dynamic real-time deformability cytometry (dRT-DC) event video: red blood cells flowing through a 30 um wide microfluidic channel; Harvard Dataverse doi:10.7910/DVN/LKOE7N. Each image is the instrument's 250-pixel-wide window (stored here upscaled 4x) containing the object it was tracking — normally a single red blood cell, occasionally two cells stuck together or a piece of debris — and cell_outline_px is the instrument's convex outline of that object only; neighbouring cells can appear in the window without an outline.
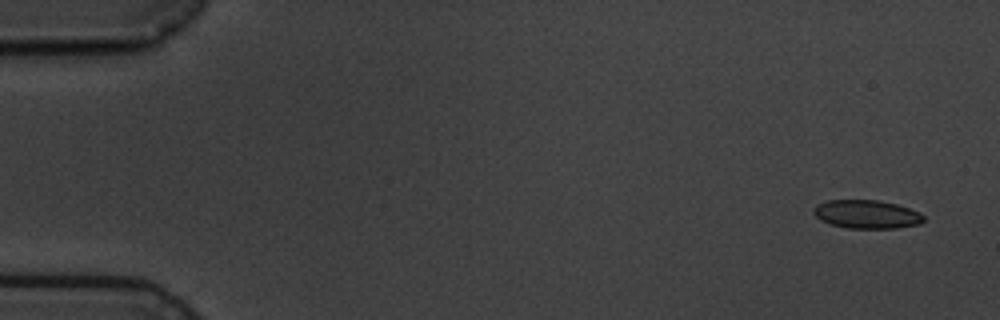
{"species": "common noctule bat (a hibernating species)", "species_latin": "Nyctalus noctula", "temperature_condition": "cold", "stored_images_in_passage": 5, "camera_frame_rate_fps": 3000, "um_per_image_px": 0.085, "animal": {"sex": "male", "body_mass_g": 19.5, "forearm_length_mm": 54.6}, "frame": {"image": 1, "passage_image": 1, "time_ms": 0.0, "image_size_px": [1000, 320], "cell_outline_px": [[924, 220], [920, 224], [896, 228], [848, 228], [832, 224], [820, 220], [812, 212], [812, 208], [816, 204], [828, 200], [880, 200], [896, 204], [920, 212], [924, 216]], "centroid_in_image_um": [73.66, 18.2], "position_along_channel_um": 11.3, "area_um2": 18.32}}
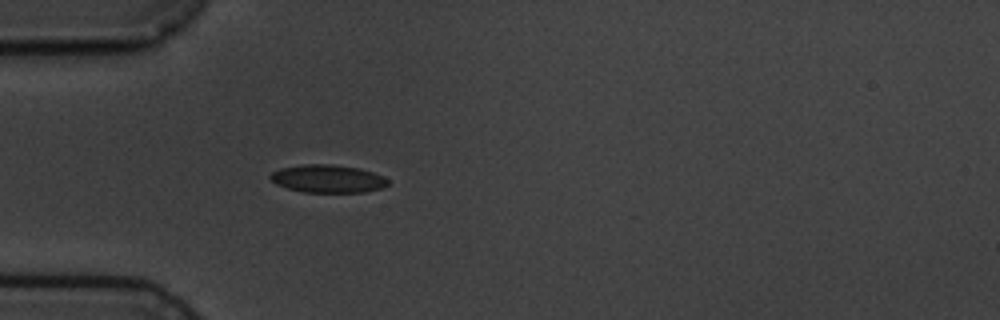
{"frame": {"image": 2, "passage_image": 5, "time_ms": 4.667, "image_size_px": [1000, 320], "cell_outline_px": [[388, 184], [380, 188], [364, 192], [304, 192], [288, 188], [276, 184], [268, 176], [272, 172], [280, 168], [300, 164], [328, 164], [360, 168], [384, 176], [388, 180]], "centroid_in_image_um": [27.84, 15.18], "position_along_channel_um": 57.2, "area_um2": 19.07}}